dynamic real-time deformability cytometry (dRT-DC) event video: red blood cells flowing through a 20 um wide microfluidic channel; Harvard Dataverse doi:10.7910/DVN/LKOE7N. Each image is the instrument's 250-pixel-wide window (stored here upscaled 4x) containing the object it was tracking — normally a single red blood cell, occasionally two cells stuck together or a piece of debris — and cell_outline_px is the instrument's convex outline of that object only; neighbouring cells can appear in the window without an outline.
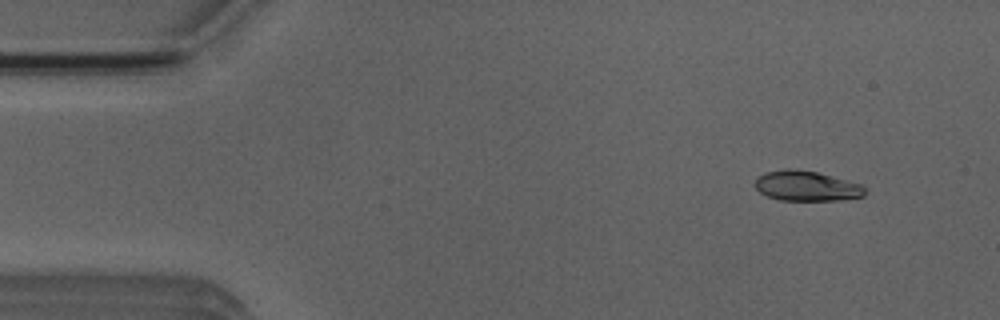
{"species": "Egyptian fruit bat (a non-hibernating species)", "species_latin": "Rousettus aegyptiacus", "temperature_condition": "room temperature", "stored_images_in_passage": 48, "camera_frame_rate_fps": 3000, "um_per_image_px": 0.085, "animal": {"sex": "male"}, "frame": {"image": 1, "passage_image": 1, "time_ms": 0.0, "image_size_px": [1000, 320], "cell_outline_px": [[868, 188], [864, 196], [840, 200], [780, 200], [768, 196], [760, 192], [752, 184], [764, 172], [784, 168], [796, 168], [816, 172], [864, 184]], "centroid_in_image_um": [68.59, 15.79], "position_along_channel_um": 16.4, "area_um2": 19.59}}
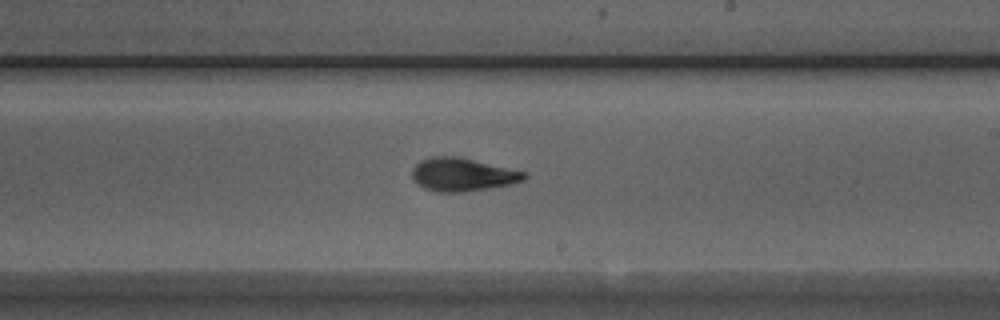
{"frame": {"image": 2, "passage_image": 26, "time_ms": 8.333, "image_size_px": [1000, 320], "cell_outline_px": [[528, 176], [524, 180], [508, 184], [488, 188], [464, 192], [436, 192], [424, 188], [412, 180], [412, 168], [420, 160], [432, 156], [456, 156], [524, 172]], "centroid_in_image_um": [39.24, 14.84], "position_along_channel_um": 249.8, "area_um2": 21.44}}
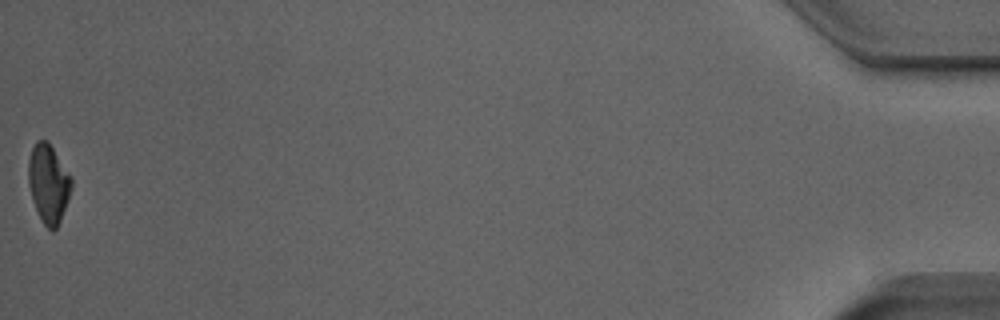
{"frame": {"image": 3, "passage_image": 48, "time_ms": 15.667, "image_size_px": [1000, 320], "cell_outline_px": [[72, 188], [68, 200], [60, 220], [56, 228], [52, 232], [44, 224], [32, 200], [28, 184], [28, 160], [32, 148], [36, 140], [48, 140], [72, 176]], "centroid_in_image_um": [4.12, 15.56], "position_along_channel_um": 431.1, "area_um2": 19.83}, "authors_computed_cell_mechanics": {"area_um2": 20.4901, "velocity_mm_per_s": 3.9267, "shape_relaxation_time_tau1_ms": 3.0713, "shape_relaxation_time_tau2_ms": 1.5139, "deformation_change_tau1": 0.1729, "deformation_change_tau2": 0.0757}}